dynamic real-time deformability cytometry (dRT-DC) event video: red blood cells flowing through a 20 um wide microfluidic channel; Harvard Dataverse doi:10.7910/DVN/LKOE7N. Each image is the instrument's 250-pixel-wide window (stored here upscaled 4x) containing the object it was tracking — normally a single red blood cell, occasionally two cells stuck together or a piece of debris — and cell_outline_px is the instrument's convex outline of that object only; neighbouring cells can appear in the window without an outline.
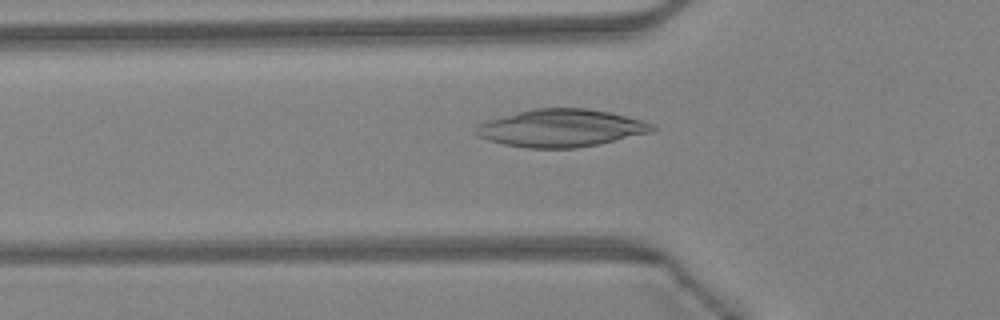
{"species": "Egyptian fruit bat (a non-hibernating species)", "species_latin": "Rousettus aegyptiacus", "temperature_condition": "warm", "stored_images_in_passage": 41, "camera_frame_rate_fps": 3000, "um_per_image_px": 0.085, "animal": {"sex": "female"}, "frame": {"image": 1, "passage_image": 10, "time_ms": 3.0, "image_size_px": [1000, 320], "cell_outline_px": [[656, 128], [652, 132], [600, 144], [576, 148], [528, 148], [504, 144], [488, 140], [476, 136], [472, 132], [480, 124], [488, 120], [532, 108], [588, 108], [608, 112], [640, 120], [652, 124]], "centroid_in_image_um": [47.66, 10.89], "position_along_channel_um": 78.1, "area_um2": 38.49}}
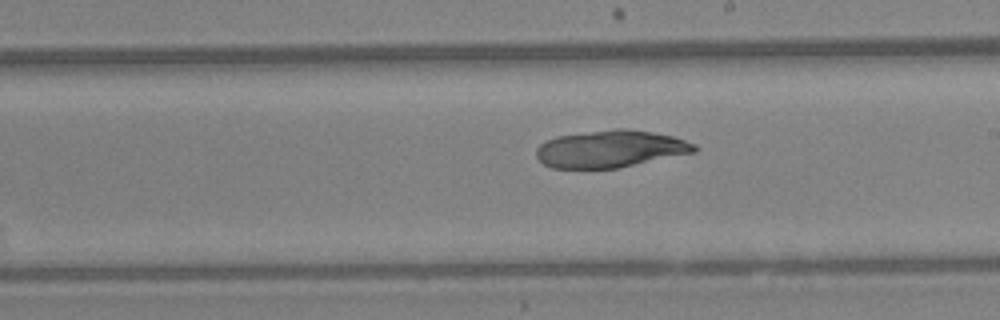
{"frame": {"image": 2, "passage_image": 21, "time_ms": 6.667, "image_size_px": [1000, 320], "cell_outline_px": [[700, 148], [696, 152], [616, 168], [552, 168], [544, 164], [536, 156], [536, 148], [540, 144], [556, 136], [616, 128], [624, 128], [652, 132], [672, 136], [696, 144]], "centroid_in_image_um": [51.9, 12.65], "position_along_channel_um": 237.1, "area_um2": 34.16}}
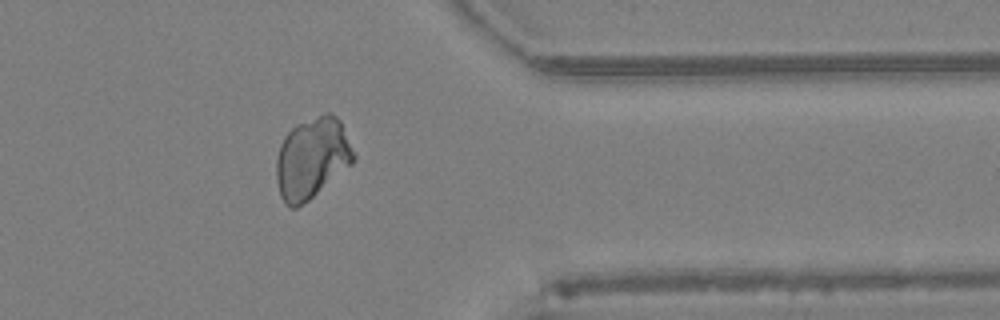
{"frame": {"image": 3, "passage_image": 32, "time_ms": 10.333, "image_size_px": [1000, 320], "cell_outline_px": [[356, 160], [352, 164], [308, 200], [296, 208], [292, 208], [284, 204], [280, 196], [276, 180], [276, 156], [280, 144], [284, 136], [296, 124], [324, 112], [332, 112], [340, 120], [356, 156]], "centroid_in_image_um": [26.51, 13.42], "position_along_channel_um": 384.9, "area_um2": 36.7}}